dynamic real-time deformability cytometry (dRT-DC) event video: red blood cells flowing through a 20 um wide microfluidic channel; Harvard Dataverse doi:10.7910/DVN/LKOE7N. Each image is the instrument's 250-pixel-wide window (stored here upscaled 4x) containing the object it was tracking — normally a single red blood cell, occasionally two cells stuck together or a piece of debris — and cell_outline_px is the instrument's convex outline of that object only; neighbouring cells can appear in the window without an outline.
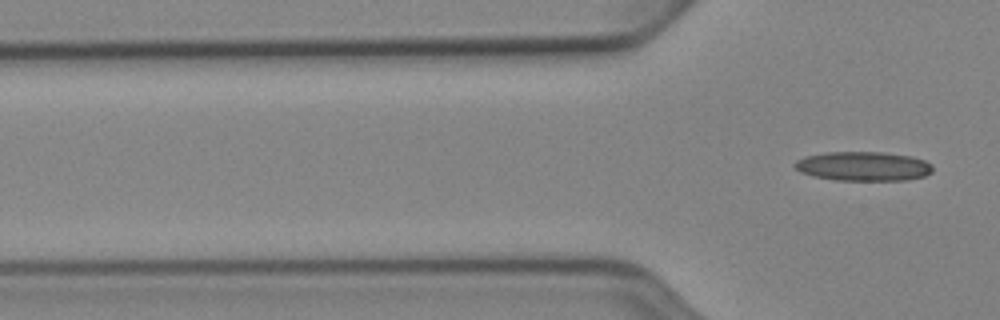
{"species": "Egyptian fruit bat (a non-hibernating species)", "species_latin": "Rousettus aegyptiacus", "temperature_condition": "cold", "stored_images_in_passage": 2, "camera_frame_rate_fps": 3000, "um_per_image_px": 0.085, "animal": {"sex": "female"}, "frame": {"image": 1, "passage_image": 2, "time_ms": 0.333, "image_size_px": [1000, 320], "cell_outline_px": [[932, 172], [924, 176], [908, 180], [836, 180], [812, 176], [800, 172], [792, 164], [796, 160], [804, 156], [824, 152], [880, 152], [912, 156], [924, 160], [932, 164]], "centroid_in_image_um": [73.36, 14.13], "position_along_channel_um": 52.4, "area_um2": 23.7}}